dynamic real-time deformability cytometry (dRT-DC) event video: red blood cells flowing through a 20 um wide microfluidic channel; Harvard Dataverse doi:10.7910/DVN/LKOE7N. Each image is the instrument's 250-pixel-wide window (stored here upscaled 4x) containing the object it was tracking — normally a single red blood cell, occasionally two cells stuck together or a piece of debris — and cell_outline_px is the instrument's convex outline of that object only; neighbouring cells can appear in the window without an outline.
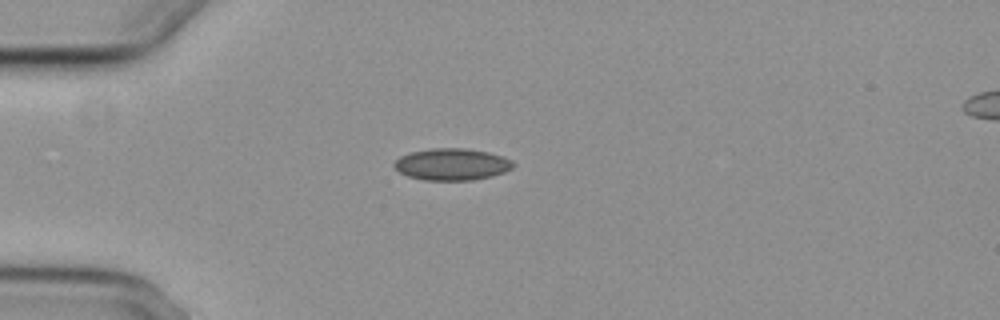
{"species": "common noctule bat (a hibernating species)", "species_latin": "Nyctalus noctula", "temperature_condition": "cold", "stored_images_in_passage": 10, "camera_frame_rate_fps": 3000, "um_per_image_px": 0.085, "animal": {"sex": "female", "body_mass_g": 29.2, "forearm_length_mm": 56.3}, "frame": {"image": 1, "passage_image": 1, "time_ms": 0.0, "image_size_px": [1000, 320], "cell_outline_px": [[516, 164], [512, 168], [504, 172], [492, 176], [472, 180], [424, 180], [408, 176], [400, 172], [392, 164], [400, 156], [408, 152], [432, 148], [464, 148], [488, 152], [504, 156], [512, 160]], "centroid_in_image_um": [38.42, 13.96], "position_along_channel_um": 46.6, "area_um2": 22.2}}
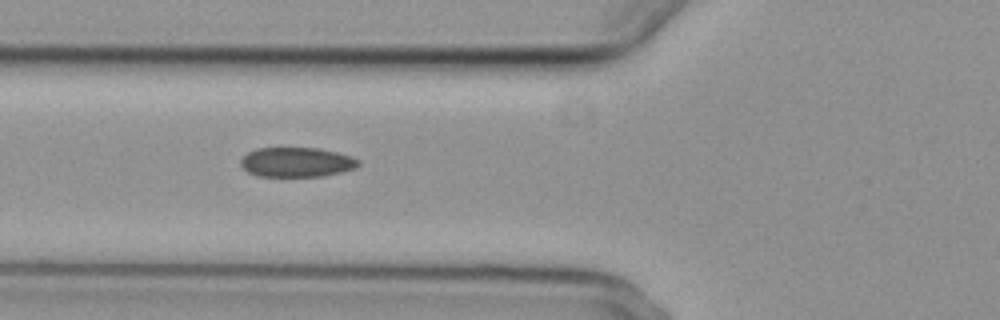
{"frame": {"image": 2, "passage_image": 7, "time_ms": 2.0, "image_size_px": [1000, 320], "cell_outline_px": [[360, 164], [356, 168], [324, 176], [256, 176], [248, 172], [240, 164], [240, 160], [248, 152], [256, 148], [316, 148], [336, 152], [352, 156], [360, 160]], "centroid_in_image_um": [25.22, 13.78], "position_along_channel_um": 100.6, "area_um2": 20.35}}